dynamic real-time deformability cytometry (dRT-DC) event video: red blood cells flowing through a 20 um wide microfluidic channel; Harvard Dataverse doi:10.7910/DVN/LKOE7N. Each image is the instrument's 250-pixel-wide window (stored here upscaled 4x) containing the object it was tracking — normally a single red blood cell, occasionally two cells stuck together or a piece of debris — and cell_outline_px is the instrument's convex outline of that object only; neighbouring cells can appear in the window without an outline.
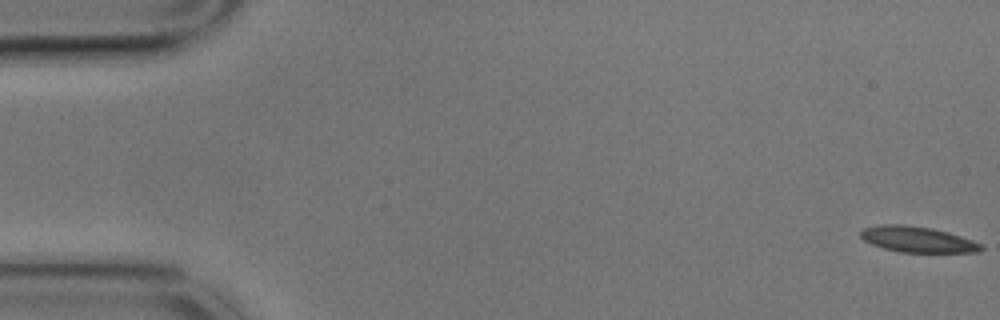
{"species": "common noctule bat (a hibernating species)", "species_latin": "Nyctalus noctula", "temperature_condition": "cold", "stored_images_in_passage": 59, "camera_frame_rate_fps": 3000, "um_per_image_px": 0.085, "animal": {"sex": "male", "body_mass_g": 17.9}, "frame": {"image": 1, "passage_image": 1, "time_ms": 0.0, "image_size_px": [1000, 320], "cell_outline_px": [[984, 248], [980, 252], [900, 252], [884, 248], [872, 244], [864, 240], [860, 236], [860, 232], [864, 228], [880, 224], [908, 224], [932, 228], [948, 232], [972, 240], [980, 244]], "centroid_in_image_um": [77.97, 20.34], "position_along_channel_um": 7.0, "area_um2": 18.09}}
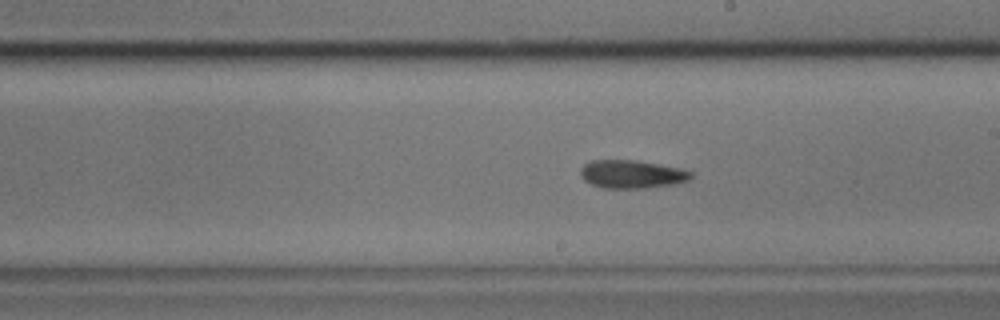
{"frame": {"image": 2, "passage_image": 33, "time_ms": 10.667, "image_size_px": [1000, 320], "cell_outline_px": [[692, 176], [688, 180], [672, 184], [644, 188], [604, 188], [592, 184], [584, 180], [580, 176], [580, 168], [584, 164], [592, 160], [636, 160], [680, 168], [692, 172]], "centroid_in_image_um": [53.66, 14.8], "position_along_channel_um": 235.3, "area_um2": 18.03}}
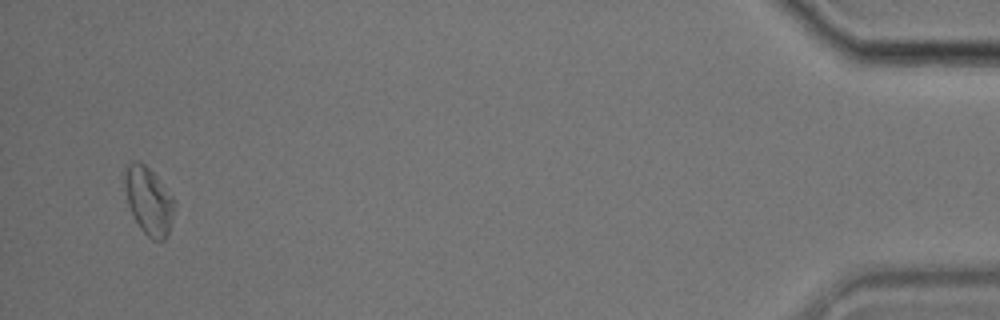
{"frame": {"image": 3, "passage_image": 57, "time_ms": 18.667, "image_size_px": [1000, 320], "cell_outline_px": [[176, 208], [168, 232], [164, 240], [152, 240], [140, 228], [128, 204], [124, 188], [124, 176], [128, 164], [132, 160], [140, 160], [156, 176], [172, 196], [176, 204]], "centroid_in_image_um": [12.64, 17.05], "position_along_channel_um": 422.6, "area_um2": 19.48}}